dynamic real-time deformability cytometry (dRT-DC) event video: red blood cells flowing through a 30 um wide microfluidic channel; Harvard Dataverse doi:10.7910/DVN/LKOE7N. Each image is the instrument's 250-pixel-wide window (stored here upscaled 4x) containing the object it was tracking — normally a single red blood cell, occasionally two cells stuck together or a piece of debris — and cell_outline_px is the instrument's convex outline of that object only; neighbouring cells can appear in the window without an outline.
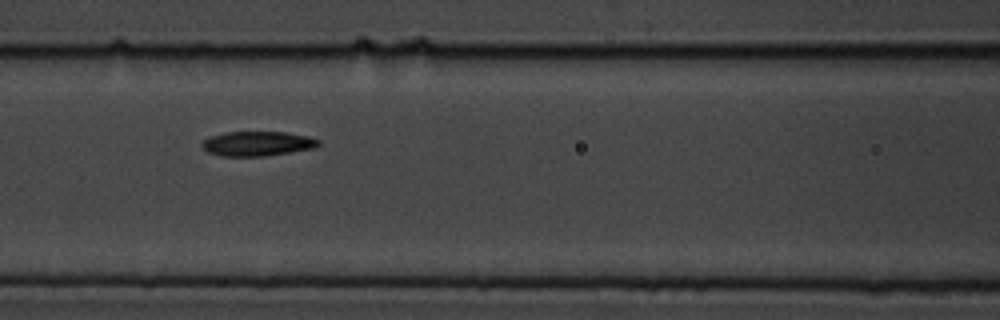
{"species": "common noctule bat (a hibernating species)", "species_latin": "Nyctalus noctula", "temperature_condition": "cold", "stored_images_in_passage": 8, "segment_of_instrument_passage": [1, 2], "camera_frame_rate_fps": 3000, "um_per_image_px": 0.085, "animal": {"sex": "male", "body_mass_g": 19.5, "forearm_length_mm": 54.6}, "frame": {"image": 1, "passage_image": 5, "time_ms": 1.333, "image_size_px": [1000, 320], "cell_outline_px": [[320, 144], [316, 148], [264, 156], [220, 156], [208, 152], [200, 144], [208, 136], [224, 132], [284, 132], [308, 136], [320, 140]], "centroid_in_image_um": [21.87, 12.2], "position_along_channel_um": 144.7, "area_um2": 16.82}}
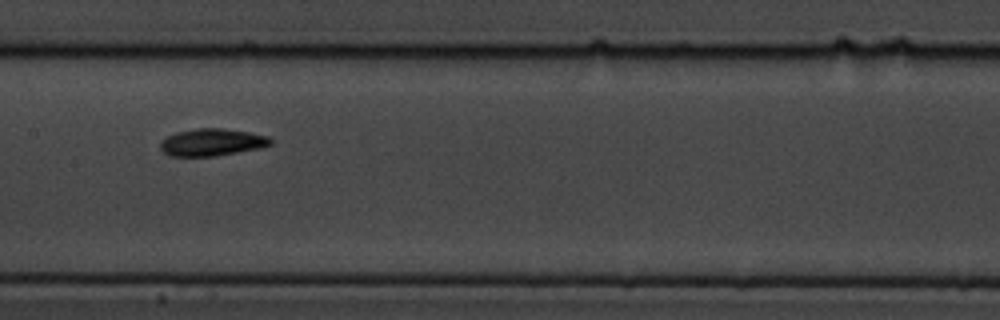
{"frame": {"image": 2, "passage_image": 6, "time_ms": 1.667, "image_size_px": [1000, 320], "cell_outline_px": [[272, 144], [260, 148], [216, 156], [168, 156], [160, 148], [160, 140], [176, 132], [196, 128], [220, 128], [248, 132], [268, 136], [272, 140]], "centroid_in_image_um": [17.99, 12.09], "position_along_channel_um": 189.4, "area_um2": 17.51}}
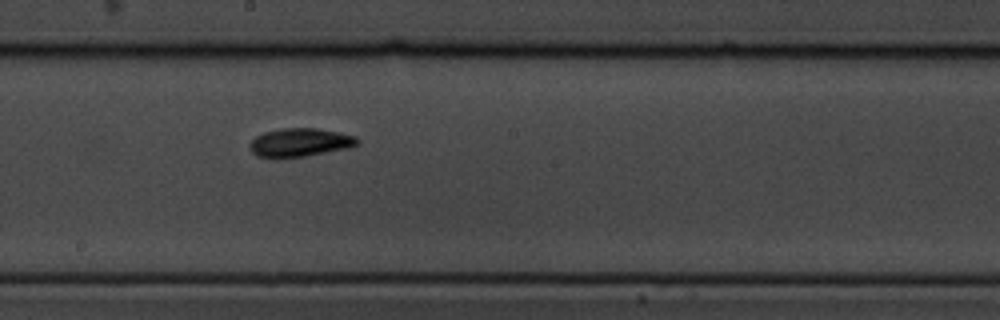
{"frame": {"image": 3, "passage_image": 7, "time_ms": 2.0, "image_size_px": [1000, 320], "cell_outline_px": [[360, 144], [348, 148], [304, 156], [256, 156], [252, 152], [248, 144], [256, 136], [264, 132], [280, 128], [316, 128], [356, 136], [360, 140]], "centroid_in_image_um": [25.52, 12.08], "position_along_channel_um": 222.7, "area_um2": 17.51}}